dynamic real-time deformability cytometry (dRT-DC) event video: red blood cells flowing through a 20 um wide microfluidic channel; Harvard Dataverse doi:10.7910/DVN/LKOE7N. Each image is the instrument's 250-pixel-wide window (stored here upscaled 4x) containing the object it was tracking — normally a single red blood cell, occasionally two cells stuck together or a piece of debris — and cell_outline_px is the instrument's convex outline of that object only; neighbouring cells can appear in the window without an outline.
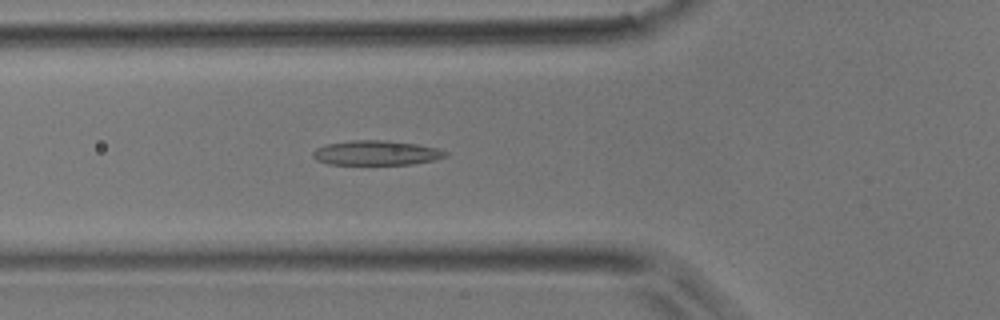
{"species": "common noctule bat (a hibernating species)", "species_latin": "Nyctalus noctula", "temperature_condition": "room temperature", "stored_images_in_passage": 43, "camera_frame_rate_fps": 3000, "um_per_image_px": 0.085, "animal": {"sex": "male", "body_mass_g": 17.9}, "frame": {"image": 1, "passage_image": 15, "time_ms": 4.667, "image_size_px": [1000, 320], "cell_outline_px": [[448, 156], [436, 160], [412, 164], [328, 164], [316, 160], [312, 156], [312, 152], [316, 148], [328, 144], [352, 140], [388, 140], [416, 144], [440, 148], [448, 152]], "centroid_in_image_um": [32.03, 12.99], "position_along_channel_um": 93.8, "area_um2": 19.19}}
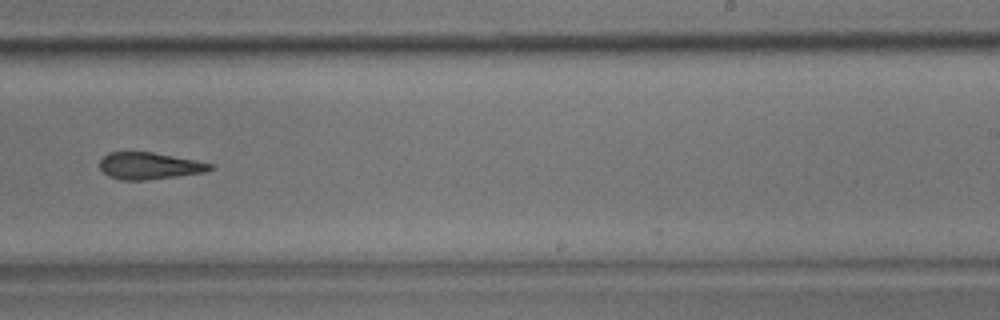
{"frame": {"image": 2, "passage_image": 27, "time_ms": 8.667, "image_size_px": [1000, 320], "cell_outline_px": [[216, 168], [204, 172], [176, 176], [144, 180], [120, 180], [108, 176], [100, 168], [100, 160], [108, 152], [152, 152], [196, 160], [212, 164]], "centroid_in_image_um": [12.69, 14.09], "position_along_channel_um": 276.3, "area_um2": 17.22}}
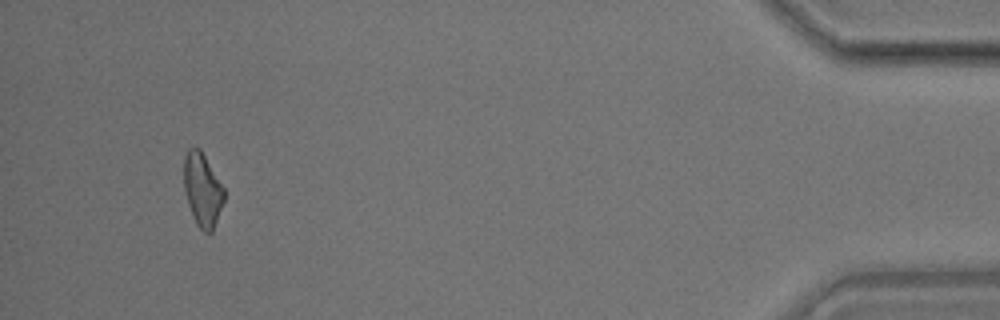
{"frame": {"image": 3, "passage_image": 41, "time_ms": 13.333, "image_size_px": [1000, 320], "cell_outline_px": [[224, 200], [212, 232], [204, 232], [196, 224], [188, 204], [184, 188], [184, 156], [188, 148], [200, 148], [224, 188]], "centroid_in_image_um": [17.2, 16.12], "position_along_channel_um": 418.0, "area_um2": 16.99}}